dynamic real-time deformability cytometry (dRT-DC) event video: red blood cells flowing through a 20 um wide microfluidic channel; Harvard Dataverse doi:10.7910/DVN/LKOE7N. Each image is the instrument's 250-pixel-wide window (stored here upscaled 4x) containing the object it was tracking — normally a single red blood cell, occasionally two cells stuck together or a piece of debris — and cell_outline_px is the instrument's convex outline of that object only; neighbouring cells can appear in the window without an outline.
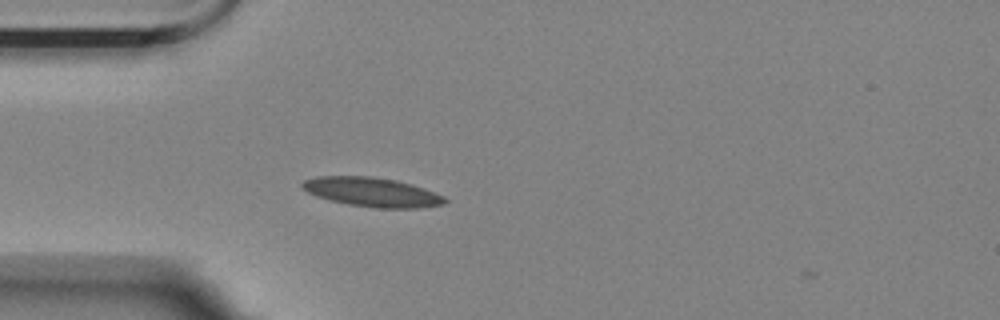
{"species": "Egyptian fruit bat (a non-hibernating species)", "species_latin": "Rousettus aegyptiacus", "temperature_condition": "room temperature", "stored_images_in_passage": 7, "camera_frame_rate_fps": 3000, "um_per_image_px": 0.085, "animal": {"sex": "female"}, "frame": {"image": 1, "passage_image": 6, "time_ms": 1.667, "image_size_px": [1000, 320], "cell_outline_px": [[448, 200], [444, 204], [420, 208], [376, 208], [348, 204], [316, 196], [300, 188], [300, 184], [304, 180], [316, 176], [372, 176], [396, 180], [412, 184], [424, 188], [444, 196]], "centroid_in_image_um": [31.62, 16.32], "position_along_channel_um": 53.4, "area_um2": 24.39}}